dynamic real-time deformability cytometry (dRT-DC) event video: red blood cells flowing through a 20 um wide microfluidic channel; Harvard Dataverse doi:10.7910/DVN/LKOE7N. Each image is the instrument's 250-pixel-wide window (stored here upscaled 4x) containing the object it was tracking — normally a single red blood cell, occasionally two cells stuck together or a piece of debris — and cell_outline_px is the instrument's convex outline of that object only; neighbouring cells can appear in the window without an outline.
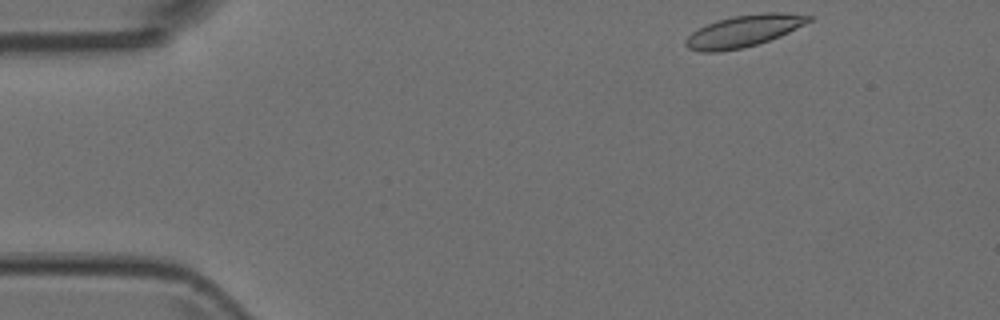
{"species": "Egyptian fruit bat (a non-hibernating species)", "species_latin": "Rousettus aegyptiacus", "temperature_condition": "room temperature", "stored_images_in_passage": 9, "camera_frame_rate_fps": 3000, "um_per_image_px": 0.085, "animal": {"sex": "female"}, "frame": {"image": 1, "passage_image": 1, "time_ms": 0.0, "image_size_px": [1000, 320], "cell_outline_px": [[816, 16], [812, 20], [780, 36], [756, 44], [740, 48], [720, 52], [700, 52], [688, 48], [684, 44], [684, 40], [692, 32], [708, 24], [732, 16], [764, 12], [784, 12]], "centroid_in_image_um": [63.23, 2.63], "position_along_channel_um": 21.8, "area_um2": 22.66}}
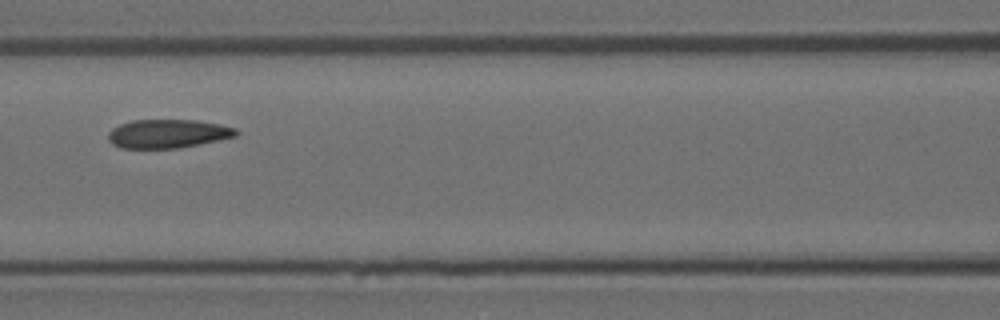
{"frame": {"image": 2, "passage_image": 6, "time_ms": 1.667, "image_size_px": [1000, 320], "cell_outline_px": [[240, 132], [236, 136], [220, 140], [200, 144], [176, 148], [120, 148], [112, 144], [108, 140], [108, 132], [112, 128], [120, 124], [132, 120], [196, 120], [220, 124], [236, 128]], "centroid_in_image_um": [14.27, 11.36], "position_along_channel_um": 152.3, "area_um2": 21.5}}
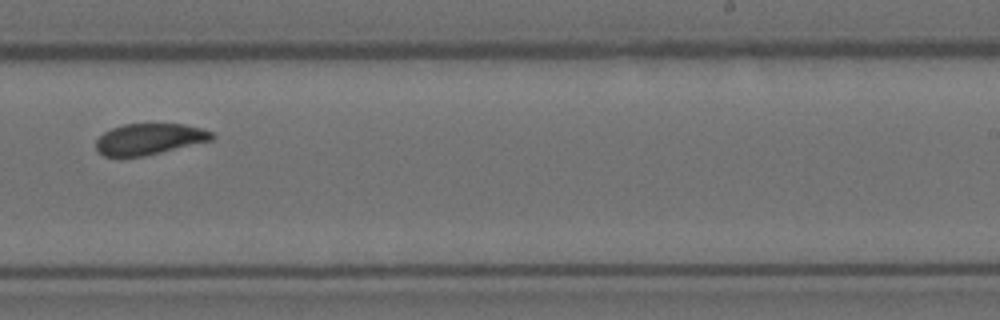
{"frame": {"image": 3, "passage_image": 9, "time_ms": 2.667, "image_size_px": [1000, 320], "cell_outline_px": [[216, 136], [212, 140], [144, 156], [104, 156], [96, 148], [96, 140], [104, 132], [112, 128], [124, 124], [184, 124], [200, 128], [212, 132]], "centroid_in_image_um": [12.7, 11.81], "position_along_channel_um": 276.3, "area_um2": 20.81}}